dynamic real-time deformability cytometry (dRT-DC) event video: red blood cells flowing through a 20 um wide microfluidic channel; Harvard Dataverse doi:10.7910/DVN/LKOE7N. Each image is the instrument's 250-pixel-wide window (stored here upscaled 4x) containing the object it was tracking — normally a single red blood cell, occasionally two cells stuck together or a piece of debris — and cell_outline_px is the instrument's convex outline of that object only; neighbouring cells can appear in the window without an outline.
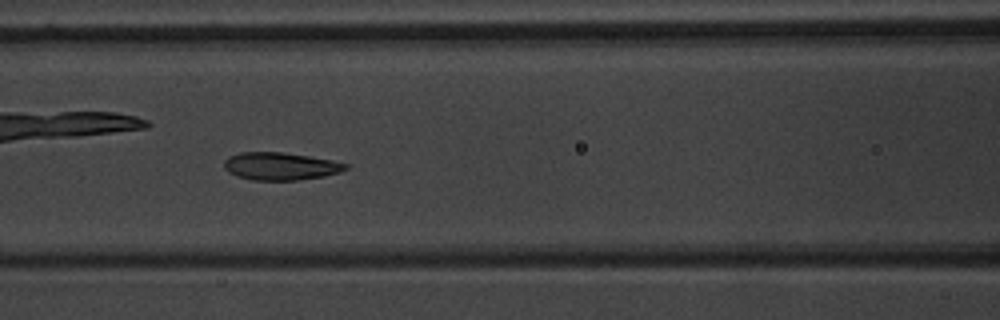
{"species": "common noctule bat (a hibernating species)", "species_latin": "Nyctalus noctula", "temperature_condition": "warm", "stored_images_in_passage": 55, "camera_frame_rate_fps": 3000, "um_per_image_px": 0.085, "animal": {"sex": "male", "body_mass_g": 20.1, "forearm_length_mm": 53.5}, "frame": {"image": 1, "passage_image": 24, "time_ms": 7.667, "image_size_px": [1000, 320], "cell_outline_px": [[348, 168], [340, 172], [324, 176], [296, 180], [252, 180], [236, 176], [228, 172], [224, 168], [224, 160], [228, 156], [240, 152], [280, 152], [308, 156], [332, 160], [348, 164]], "centroid_in_image_um": [23.81, 14.13], "position_along_channel_um": 142.8, "area_um2": 19.59}, "authors_computed_cell_mechanics": {"area_um2": 20.6924, "velocity_mm_per_s": 3.6818, "shape_relaxation_time_tau1_ms": 2.5808, "shape_relaxation_time_tau2_ms": 1.4457, "deformation_change_tau1": 0.1092, "deformation_change_tau2": 0.0701}}